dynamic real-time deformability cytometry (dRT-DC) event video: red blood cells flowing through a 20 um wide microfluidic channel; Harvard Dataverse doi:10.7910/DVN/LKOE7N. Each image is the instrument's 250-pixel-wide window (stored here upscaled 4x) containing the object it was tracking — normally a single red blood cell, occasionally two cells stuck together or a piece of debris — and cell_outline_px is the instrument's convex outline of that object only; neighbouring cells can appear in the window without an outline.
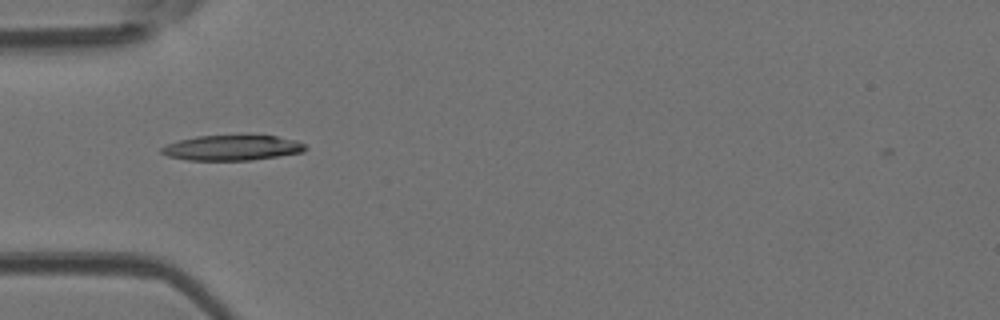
{"species": "Egyptian fruit bat (a non-hibernating species)", "species_latin": "Rousettus aegyptiacus", "temperature_condition": "room temperature", "stored_images_in_passage": 33, "camera_frame_rate_fps": 3000, "um_per_image_px": 0.085, "animal": {"sex": "female"}, "frame": {"image": 1, "passage_image": 4, "time_ms": 1.0, "image_size_px": [1000, 320], "cell_outline_px": [[308, 148], [304, 152], [252, 160], [188, 160], [168, 156], [160, 152], [160, 148], [164, 144], [196, 136], [244, 132], [276, 136], [296, 140], [304, 144]], "centroid_in_image_um": [19.75, 12.51], "position_along_channel_um": 65.3, "area_um2": 22.25}}
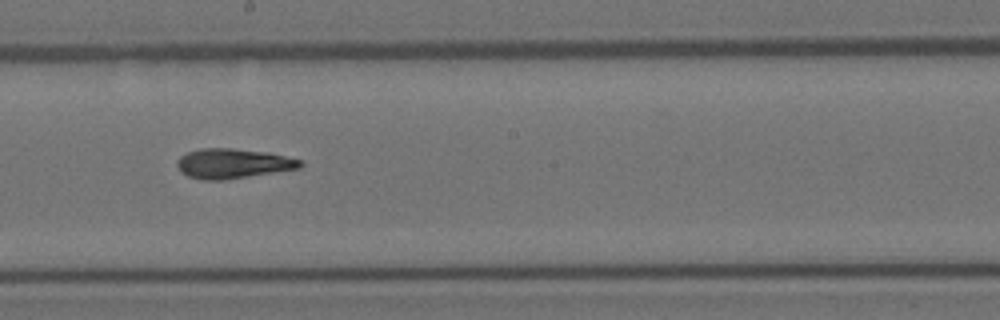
{"frame": {"image": 2, "passage_image": 16, "time_ms": 5.0, "image_size_px": [1000, 320], "cell_outline_px": [[304, 164], [300, 168], [248, 176], [220, 180], [204, 180], [188, 176], [180, 172], [176, 164], [180, 156], [188, 152], [200, 148], [232, 148], [268, 152], [300, 160]], "centroid_in_image_um": [19.77, 13.89], "position_along_channel_um": 228.4, "area_um2": 21.21}}
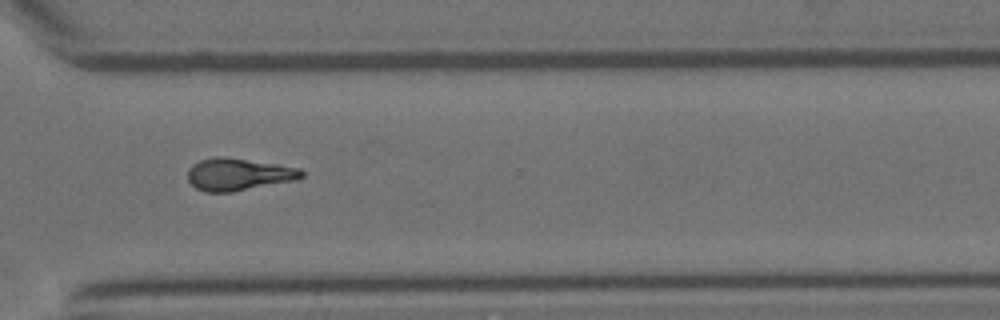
{"frame": {"image": 3, "passage_image": 25, "time_ms": 8.0, "image_size_px": [1000, 320], "cell_outline_px": [[304, 176], [296, 180], [232, 192], [204, 192], [196, 188], [188, 180], [188, 168], [192, 164], [200, 160], [216, 156], [224, 156], [276, 164], [300, 168], [304, 172]], "centroid_in_image_um": [20.26, 14.82], "position_along_channel_um": 350.3, "area_um2": 21.5}, "authors_computed_cell_mechanics": {"area_um2": 20.6924, "velocity_mm_per_s": 4.0752, "shape_relaxation_time_tau1_ms": 6.941, "shape_relaxation_time_tau2_ms": 3.6619, "deformation_change_tau1": 0.2223, "deformation_change_tau2": 0.1284}}